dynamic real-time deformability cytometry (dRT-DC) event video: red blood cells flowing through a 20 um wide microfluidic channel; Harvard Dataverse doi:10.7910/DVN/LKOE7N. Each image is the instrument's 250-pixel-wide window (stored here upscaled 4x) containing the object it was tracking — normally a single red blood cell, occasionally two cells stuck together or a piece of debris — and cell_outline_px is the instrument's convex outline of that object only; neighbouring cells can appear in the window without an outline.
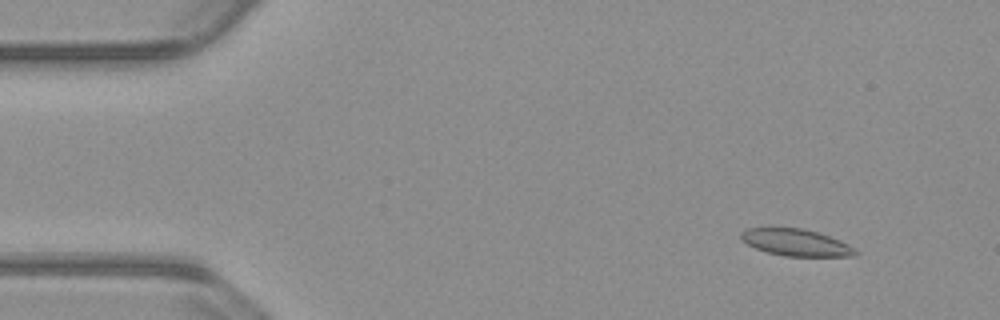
{"species": "common noctule bat (a hibernating species)", "species_latin": "Nyctalus noctula", "temperature_condition": "warm", "stored_images_in_passage": 50, "camera_frame_rate_fps": 3000, "um_per_image_px": 0.085, "animal": {"sex": "male", "body_mass_g": 23.1, "forearm_length_mm": 52.7}, "frame": {"image": 1, "passage_image": 1, "time_ms": 0.0, "image_size_px": [1000, 320], "cell_outline_px": [[860, 252], [856, 256], [784, 256], [768, 252], [756, 248], [740, 240], [740, 232], [744, 228], [768, 224], [804, 228], [840, 240], [848, 244]], "centroid_in_image_um": [67.55, 20.55], "position_along_channel_um": 17.4, "area_um2": 18.79}}
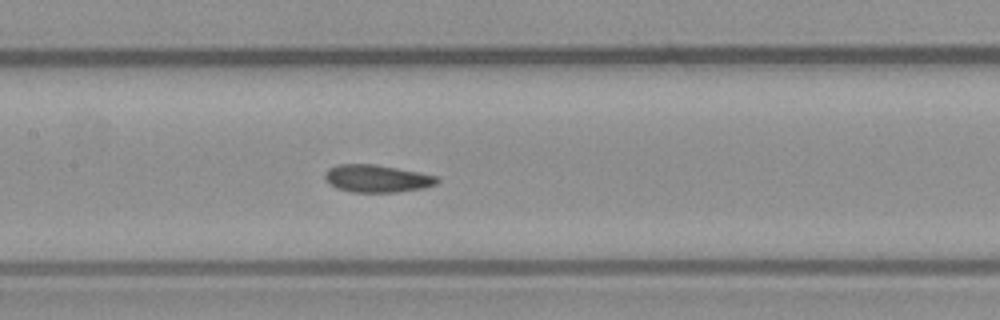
{"frame": {"image": 2, "passage_image": 21, "time_ms": 6.667, "image_size_px": [1000, 320], "cell_outline_px": [[440, 180], [436, 184], [424, 188], [396, 192], [352, 192], [336, 188], [324, 180], [324, 172], [328, 168], [336, 164], [376, 164], [440, 176]], "centroid_in_image_um": [32.03, 15.17], "position_along_channel_um": 175.4, "area_um2": 18.26}}
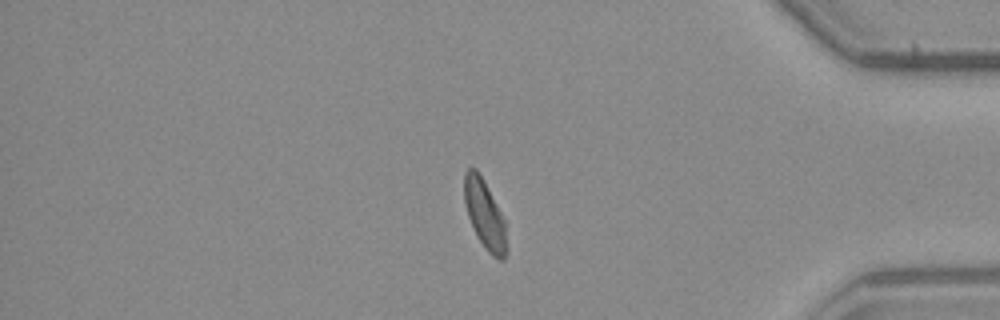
{"frame": {"image": 3, "passage_image": 41, "time_ms": 13.333, "image_size_px": [1000, 320], "cell_outline_px": [[508, 248], [504, 260], [500, 260], [492, 256], [484, 248], [476, 236], [468, 216], [464, 200], [464, 172], [468, 168], [476, 168], [504, 220], [508, 244]], "centroid_in_image_um": [41.2, 18.31], "position_along_channel_um": 394.0, "area_um2": 16.82}, "authors_computed_cell_mechanics": {"area_um2": 18.2648, "velocity_mm_per_s": 3.7835, "shape_relaxation_time_tau1_ms": 6.2998, "shape_relaxation_time_tau2_ms": 1.7712, "deformation_change_tau1": 0.1563, "deformation_change_tau2": 0.081}}